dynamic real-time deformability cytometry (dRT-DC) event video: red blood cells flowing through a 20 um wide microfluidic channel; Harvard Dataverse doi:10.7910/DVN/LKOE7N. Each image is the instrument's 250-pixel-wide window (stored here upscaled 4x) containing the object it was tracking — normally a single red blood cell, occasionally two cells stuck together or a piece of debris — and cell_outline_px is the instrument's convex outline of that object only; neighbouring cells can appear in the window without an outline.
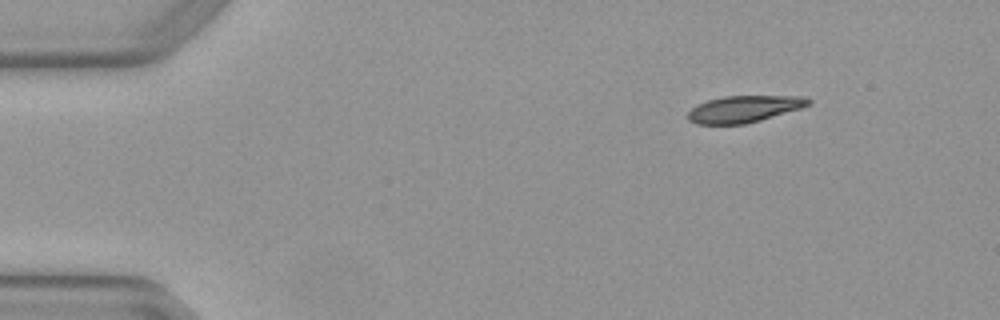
{"species": "Egyptian fruit bat (a non-hibernating species)", "species_latin": "Rousettus aegyptiacus", "temperature_condition": "warm", "stored_images_in_passage": 3, "camera_frame_rate_fps": 3000, "um_per_image_px": 0.085, "animal": {"sex": "female"}, "frame": {"image": 1, "passage_image": 1, "time_ms": 0.0, "image_size_px": [1000, 320], "cell_outline_px": [[812, 100], [808, 104], [800, 108], [760, 120], [744, 124], [696, 124], [688, 120], [688, 112], [696, 104], [708, 100], [724, 96], [804, 96]], "centroid_in_image_um": [63.2, 9.26], "position_along_channel_um": 21.8, "area_um2": 18.61}}